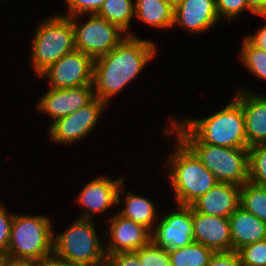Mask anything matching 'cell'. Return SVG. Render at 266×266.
<instances>
[{"instance_id":"obj_22","label":"cell","mask_w":266,"mask_h":266,"mask_svg":"<svg viewBox=\"0 0 266 266\" xmlns=\"http://www.w3.org/2000/svg\"><path fill=\"white\" fill-rule=\"evenodd\" d=\"M170 266H208L215 251L201 243L168 250Z\"/></svg>"},{"instance_id":"obj_28","label":"cell","mask_w":266,"mask_h":266,"mask_svg":"<svg viewBox=\"0 0 266 266\" xmlns=\"http://www.w3.org/2000/svg\"><path fill=\"white\" fill-rule=\"evenodd\" d=\"M237 253L242 266H266V239L246 245Z\"/></svg>"},{"instance_id":"obj_5","label":"cell","mask_w":266,"mask_h":266,"mask_svg":"<svg viewBox=\"0 0 266 266\" xmlns=\"http://www.w3.org/2000/svg\"><path fill=\"white\" fill-rule=\"evenodd\" d=\"M92 221L79 218L65 232L53 236V256L76 266H106L105 247Z\"/></svg>"},{"instance_id":"obj_27","label":"cell","mask_w":266,"mask_h":266,"mask_svg":"<svg viewBox=\"0 0 266 266\" xmlns=\"http://www.w3.org/2000/svg\"><path fill=\"white\" fill-rule=\"evenodd\" d=\"M141 263V266H170L168 250L157 246L152 240L134 252Z\"/></svg>"},{"instance_id":"obj_34","label":"cell","mask_w":266,"mask_h":266,"mask_svg":"<svg viewBox=\"0 0 266 266\" xmlns=\"http://www.w3.org/2000/svg\"><path fill=\"white\" fill-rule=\"evenodd\" d=\"M246 38L254 45L266 51V25L259 28L256 34L246 36Z\"/></svg>"},{"instance_id":"obj_19","label":"cell","mask_w":266,"mask_h":266,"mask_svg":"<svg viewBox=\"0 0 266 266\" xmlns=\"http://www.w3.org/2000/svg\"><path fill=\"white\" fill-rule=\"evenodd\" d=\"M232 251L266 239V222L238 207L229 217Z\"/></svg>"},{"instance_id":"obj_16","label":"cell","mask_w":266,"mask_h":266,"mask_svg":"<svg viewBox=\"0 0 266 266\" xmlns=\"http://www.w3.org/2000/svg\"><path fill=\"white\" fill-rule=\"evenodd\" d=\"M219 20L215 0H183L174 7V25L180 24L191 34L206 31Z\"/></svg>"},{"instance_id":"obj_9","label":"cell","mask_w":266,"mask_h":266,"mask_svg":"<svg viewBox=\"0 0 266 266\" xmlns=\"http://www.w3.org/2000/svg\"><path fill=\"white\" fill-rule=\"evenodd\" d=\"M94 61L89 55L74 50L62 56L39 76H47L53 89L93 85Z\"/></svg>"},{"instance_id":"obj_15","label":"cell","mask_w":266,"mask_h":266,"mask_svg":"<svg viewBox=\"0 0 266 266\" xmlns=\"http://www.w3.org/2000/svg\"><path fill=\"white\" fill-rule=\"evenodd\" d=\"M194 242L215 252L232 251L231 229L228 218L196 212L192 208Z\"/></svg>"},{"instance_id":"obj_35","label":"cell","mask_w":266,"mask_h":266,"mask_svg":"<svg viewBox=\"0 0 266 266\" xmlns=\"http://www.w3.org/2000/svg\"><path fill=\"white\" fill-rule=\"evenodd\" d=\"M2 266H41V261L5 257L2 258Z\"/></svg>"},{"instance_id":"obj_2","label":"cell","mask_w":266,"mask_h":266,"mask_svg":"<svg viewBox=\"0 0 266 266\" xmlns=\"http://www.w3.org/2000/svg\"><path fill=\"white\" fill-rule=\"evenodd\" d=\"M165 135L175 133L200 159L218 182L242 186L249 181V149L202 143L182 122L172 120Z\"/></svg>"},{"instance_id":"obj_6","label":"cell","mask_w":266,"mask_h":266,"mask_svg":"<svg viewBox=\"0 0 266 266\" xmlns=\"http://www.w3.org/2000/svg\"><path fill=\"white\" fill-rule=\"evenodd\" d=\"M51 224L44 215L14 214L6 257L43 261L53 256Z\"/></svg>"},{"instance_id":"obj_33","label":"cell","mask_w":266,"mask_h":266,"mask_svg":"<svg viewBox=\"0 0 266 266\" xmlns=\"http://www.w3.org/2000/svg\"><path fill=\"white\" fill-rule=\"evenodd\" d=\"M208 266H242L239 255L235 251L215 252Z\"/></svg>"},{"instance_id":"obj_32","label":"cell","mask_w":266,"mask_h":266,"mask_svg":"<svg viewBox=\"0 0 266 266\" xmlns=\"http://www.w3.org/2000/svg\"><path fill=\"white\" fill-rule=\"evenodd\" d=\"M106 266H141L134 252H119L107 256Z\"/></svg>"},{"instance_id":"obj_39","label":"cell","mask_w":266,"mask_h":266,"mask_svg":"<svg viewBox=\"0 0 266 266\" xmlns=\"http://www.w3.org/2000/svg\"><path fill=\"white\" fill-rule=\"evenodd\" d=\"M0 266H2V258H0Z\"/></svg>"},{"instance_id":"obj_20","label":"cell","mask_w":266,"mask_h":266,"mask_svg":"<svg viewBox=\"0 0 266 266\" xmlns=\"http://www.w3.org/2000/svg\"><path fill=\"white\" fill-rule=\"evenodd\" d=\"M135 18L156 28L174 26V6L164 0H135Z\"/></svg>"},{"instance_id":"obj_4","label":"cell","mask_w":266,"mask_h":266,"mask_svg":"<svg viewBox=\"0 0 266 266\" xmlns=\"http://www.w3.org/2000/svg\"><path fill=\"white\" fill-rule=\"evenodd\" d=\"M182 123L204 144L248 148L244 113L236 98L210 117L187 119Z\"/></svg>"},{"instance_id":"obj_31","label":"cell","mask_w":266,"mask_h":266,"mask_svg":"<svg viewBox=\"0 0 266 266\" xmlns=\"http://www.w3.org/2000/svg\"><path fill=\"white\" fill-rule=\"evenodd\" d=\"M13 219L14 215H7L5 207L0 202V258L7 256Z\"/></svg>"},{"instance_id":"obj_37","label":"cell","mask_w":266,"mask_h":266,"mask_svg":"<svg viewBox=\"0 0 266 266\" xmlns=\"http://www.w3.org/2000/svg\"><path fill=\"white\" fill-rule=\"evenodd\" d=\"M41 266H76L68 263L66 261L60 260L54 256H51L43 261H41Z\"/></svg>"},{"instance_id":"obj_26","label":"cell","mask_w":266,"mask_h":266,"mask_svg":"<svg viewBox=\"0 0 266 266\" xmlns=\"http://www.w3.org/2000/svg\"><path fill=\"white\" fill-rule=\"evenodd\" d=\"M249 149V181L266 187V143Z\"/></svg>"},{"instance_id":"obj_14","label":"cell","mask_w":266,"mask_h":266,"mask_svg":"<svg viewBox=\"0 0 266 266\" xmlns=\"http://www.w3.org/2000/svg\"><path fill=\"white\" fill-rule=\"evenodd\" d=\"M105 234L111 238V242L105 247L107 256L119 252H135L151 241V232L146 227L119 214L111 217L110 229Z\"/></svg>"},{"instance_id":"obj_10","label":"cell","mask_w":266,"mask_h":266,"mask_svg":"<svg viewBox=\"0 0 266 266\" xmlns=\"http://www.w3.org/2000/svg\"><path fill=\"white\" fill-rule=\"evenodd\" d=\"M105 106L107 104L104 101L95 98L85 107L55 120L50 125V138L61 144L80 141L93 130Z\"/></svg>"},{"instance_id":"obj_38","label":"cell","mask_w":266,"mask_h":266,"mask_svg":"<svg viewBox=\"0 0 266 266\" xmlns=\"http://www.w3.org/2000/svg\"><path fill=\"white\" fill-rule=\"evenodd\" d=\"M183 0H170V3L175 7L177 4L182 2Z\"/></svg>"},{"instance_id":"obj_8","label":"cell","mask_w":266,"mask_h":266,"mask_svg":"<svg viewBox=\"0 0 266 266\" xmlns=\"http://www.w3.org/2000/svg\"><path fill=\"white\" fill-rule=\"evenodd\" d=\"M69 18L74 29L75 50L89 55L94 60L109 53L128 35L97 14H89L84 24L76 21L79 15Z\"/></svg>"},{"instance_id":"obj_30","label":"cell","mask_w":266,"mask_h":266,"mask_svg":"<svg viewBox=\"0 0 266 266\" xmlns=\"http://www.w3.org/2000/svg\"><path fill=\"white\" fill-rule=\"evenodd\" d=\"M216 1V11L219 18H226L231 21V19L240 16L243 10L248 9L247 0H215Z\"/></svg>"},{"instance_id":"obj_36","label":"cell","mask_w":266,"mask_h":266,"mask_svg":"<svg viewBox=\"0 0 266 266\" xmlns=\"http://www.w3.org/2000/svg\"><path fill=\"white\" fill-rule=\"evenodd\" d=\"M247 3L253 14L266 18V0H247Z\"/></svg>"},{"instance_id":"obj_3","label":"cell","mask_w":266,"mask_h":266,"mask_svg":"<svg viewBox=\"0 0 266 266\" xmlns=\"http://www.w3.org/2000/svg\"><path fill=\"white\" fill-rule=\"evenodd\" d=\"M175 151L169 157L170 184L177 204L190 206L218 183L195 153L176 136Z\"/></svg>"},{"instance_id":"obj_24","label":"cell","mask_w":266,"mask_h":266,"mask_svg":"<svg viewBox=\"0 0 266 266\" xmlns=\"http://www.w3.org/2000/svg\"><path fill=\"white\" fill-rule=\"evenodd\" d=\"M239 206L266 222V187L248 181L240 188Z\"/></svg>"},{"instance_id":"obj_29","label":"cell","mask_w":266,"mask_h":266,"mask_svg":"<svg viewBox=\"0 0 266 266\" xmlns=\"http://www.w3.org/2000/svg\"><path fill=\"white\" fill-rule=\"evenodd\" d=\"M68 7V15L66 17H74L83 14H97L103 6L105 0H66Z\"/></svg>"},{"instance_id":"obj_13","label":"cell","mask_w":266,"mask_h":266,"mask_svg":"<svg viewBox=\"0 0 266 266\" xmlns=\"http://www.w3.org/2000/svg\"><path fill=\"white\" fill-rule=\"evenodd\" d=\"M124 178L112 180L105 176H99L90 181L77 198V202L84 207L82 219H91L94 213H100L110 206L120 204V189L124 192L122 183Z\"/></svg>"},{"instance_id":"obj_17","label":"cell","mask_w":266,"mask_h":266,"mask_svg":"<svg viewBox=\"0 0 266 266\" xmlns=\"http://www.w3.org/2000/svg\"><path fill=\"white\" fill-rule=\"evenodd\" d=\"M239 185L218 182L190 206L199 213L228 218L240 203Z\"/></svg>"},{"instance_id":"obj_23","label":"cell","mask_w":266,"mask_h":266,"mask_svg":"<svg viewBox=\"0 0 266 266\" xmlns=\"http://www.w3.org/2000/svg\"><path fill=\"white\" fill-rule=\"evenodd\" d=\"M97 15L118 26L126 33L132 18L135 17L134 1L105 0Z\"/></svg>"},{"instance_id":"obj_12","label":"cell","mask_w":266,"mask_h":266,"mask_svg":"<svg viewBox=\"0 0 266 266\" xmlns=\"http://www.w3.org/2000/svg\"><path fill=\"white\" fill-rule=\"evenodd\" d=\"M95 99L93 85L49 90L38 100V109L53 118L68 116Z\"/></svg>"},{"instance_id":"obj_25","label":"cell","mask_w":266,"mask_h":266,"mask_svg":"<svg viewBox=\"0 0 266 266\" xmlns=\"http://www.w3.org/2000/svg\"><path fill=\"white\" fill-rule=\"evenodd\" d=\"M241 48L239 56L247 70L266 80V51L254 46L246 37Z\"/></svg>"},{"instance_id":"obj_7","label":"cell","mask_w":266,"mask_h":266,"mask_svg":"<svg viewBox=\"0 0 266 266\" xmlns=\"http://www.w3.org/2000/svg\"><path fill=\"white\" fill-rule=\"evenodd\" d=\"M35 30L31 48V64L40 75L62 56L75 50V37L69 17L53 15Z\"/></svg>"},{"instance_id":"obj_21","label":"cell","mask_w":266,"mask_h":266,"mask_svg":"<svg viewBox=\"0 0 266 266\" xmlns=\"http://www.w3.org/2000/svg\"><path fill=\"white\" fill-rule=\"evenodd\" d=\"M124 200L125 207L118 214L146 227L151 232L153 223L156 221V209L152 201L145 197L131 194V192L127 193Z\"/></svg>"},{"instance_id":"obj_11","label":"cell","mask_w":266,"mask_h":266,"mask_svg":"<svg viewBox=\"0 0 266 266\" xmlns=\"http://www.w3.org/2000/svg\"><path fill=\"white\" fill-rule=\"evenodd\" d=\"M178 211L170 212L151 232V240L159 247L172 250L194 242L192 207L179 205Z\"/></svg>"},{"instance_id":"obj_18","label":"cell","mask_w":266,"mask_h":266,"mask_svg":"<svg viewBox=\"0 0 266 266\" xmlns=\"http://www.w3.org/2000/svg\"><path fill=\"white\" fill-rule=\"evenodd\" d=\"M235 98L241 103L245 118L248 148L266 143V95L238 91Z\"/></svg>"},{"instance_id":"obj_1","label":"cell","mask_w":266,"mask_h":266,"mask_svg":"<svg viewBox=\"0 0 266 266\" xmlns=\"http://www.w3.org/2000/svg\"><path fill=\"white\" fill-rule=\"evenodd\" d=\"M129 33L118 46L94 61L92 84L95 98L106 104L138 76L156 53L157 48L152 41Z\"/></svg>"}]
</instances>
